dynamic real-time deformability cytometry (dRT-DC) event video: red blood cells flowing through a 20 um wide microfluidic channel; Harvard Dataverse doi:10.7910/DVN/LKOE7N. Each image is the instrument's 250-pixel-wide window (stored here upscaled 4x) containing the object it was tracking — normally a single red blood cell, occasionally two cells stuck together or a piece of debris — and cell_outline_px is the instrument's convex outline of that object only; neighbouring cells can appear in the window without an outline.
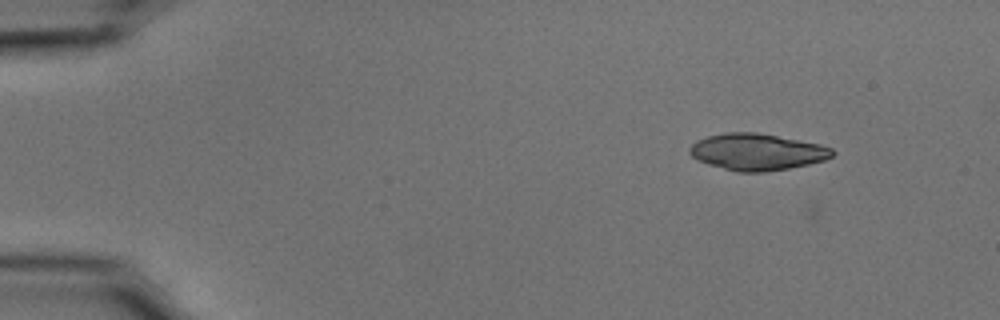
{"species": "common noctule bat (a hibernating species)", "species_latin": "Nyctalus noctula", "temperature_condition": "cold", "stored_images_in_passage": 23, "camera_frame_rate_fps": 3000, "um_per_image_px": 0.085, "animal": {"sex": "male", "body_mass_g": 15.6}, "frame": {"image": 1, "passage_image": 12, "time_ms": 3.667, "image_size_px": [1000, 320], "cell_outline_px": [[836, 152], [832, 156], [824, 160], [808, 164], [788, 168], [764, 172], [736, 172], [708, 164], [692, 156], [688, 152], [688, 148], [696, 140], [708, 136], [724, 132], [756, 132], [820, 144], [832, 148]], "centroid_in_image_um": [64.33, 12.91], "position_along_channel_um": 20.7, "area_um2": 30.4}}
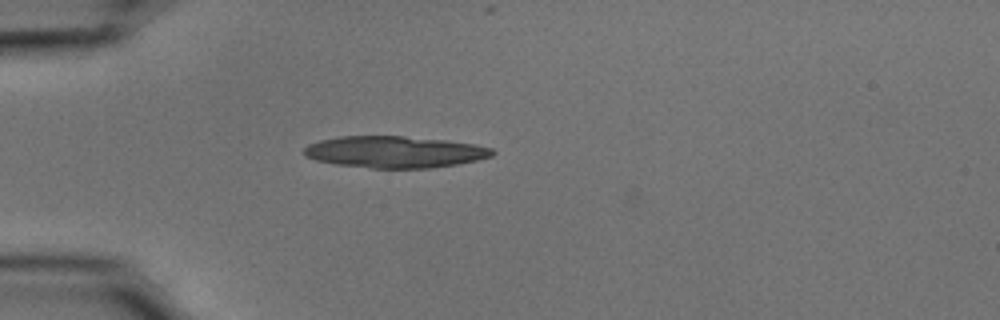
{"frame": {"image": 2, "passage_image": 21, "time_ms": 6.667, "image_size_px": [1000, 320], "cell_outline_px": [[496, 152], [492, 156], [476, 160], [456, 164], [432, 168], [372, 168], [336, 164], [316, 160], [304, 156], [304, 148], [308, 144], [320, 140], [340, 136], [404, 136], [448, 140], [476, 144], [492, 148]], "centroid_in_image_um": [33.56, 12.91], "position_along_channel_um": 51.4, "area_um2": 34.85}}